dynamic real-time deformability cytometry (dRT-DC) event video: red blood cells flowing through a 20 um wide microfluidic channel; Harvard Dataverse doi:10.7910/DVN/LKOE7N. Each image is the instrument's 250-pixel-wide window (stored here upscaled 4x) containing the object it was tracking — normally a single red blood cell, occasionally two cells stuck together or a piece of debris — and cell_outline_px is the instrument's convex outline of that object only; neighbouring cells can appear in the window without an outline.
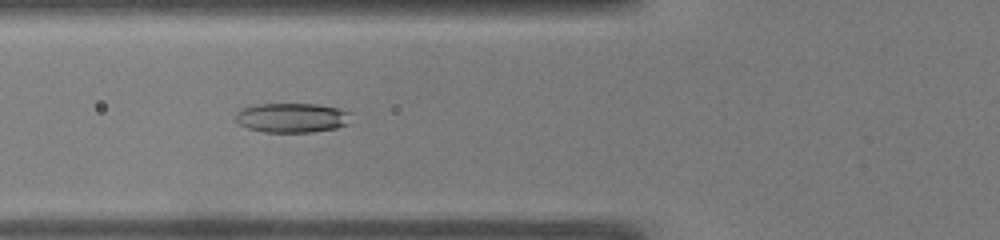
{"species": "common noctule bat (a hibernating species)", "species_latin": "Nyctalus noctula", "temperature_condition": "warm", "stored_images_in_passage": 37, "camera_frame_rate_fps": 3000, "um_per_image_px": 0.085, "animal": {"sex": "male", "body_mass_g": 19.0, "forearm_length_mm": 50.8}, "frame": {"image": 1, "passage_image": 6, "time_ms": 1.667, "image_size_px": [1000, 240], "cell_outline_px": [[352, 124], [336, 128], [312, 132], [264, 132], [248, 128], [240, 124], [236, 120], [236, 112], [240, 108], [256, 104], [316, 104], [340, 108], [352, 112]], "centroid_in_image_um": [24.89, 10.0], "position_along_channel_um": 100.9, "area_um2": 20.29}}
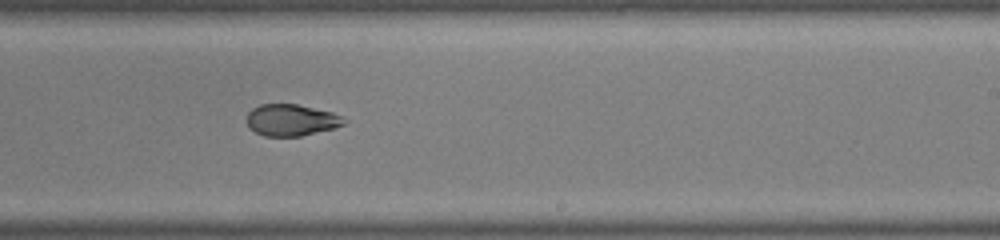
{"frame": {"image": 2, "passage_image": 18, "time_ms": 5.667, "image_size_px": [1000, 240], "cell_outline_px": [[348, 120], [344, 124], [332, 128], [300, 136], [264, 136], [256, 132], [248, 124], [248, 112], [252, 108], [260, 104], [296, 104], [332, 112]], "centroid_in_image_um": [24.76, 10.19], "position_along_channel_um": 264.2, "area_um2": 17.63}}
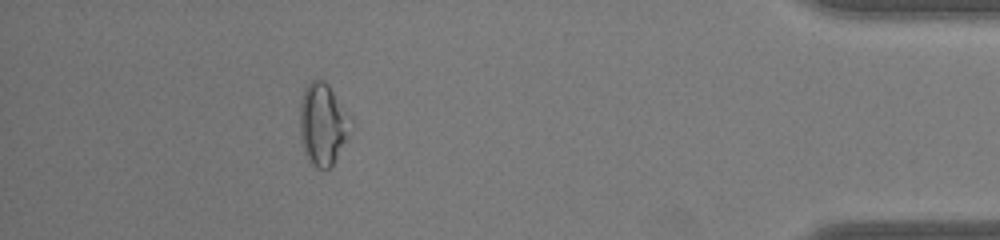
{"frame": {"image": 3, "passage_image": 32, "time_ms": 10.333, "image_size_px": [1000, 240], "cell_outline_px": [[344, 140], [332, 164], [328, 168], [316, 168], [312, 164], [300, 140], [300, 104], [304, 88], [312, 80], [324, 80], [328, 84], [332, 92], [340, 116], [344, 132]], "centroid_in_image_um": [27.23, 10.57], "position_along_channel_um": 408.0, "area_um2": 21.44}, "authors_computed_cell_mechanics": {"area_um2": 19.363, "velocity_mm_per_s": 4.0928, "shape_relaxation_time_tau1_ms": null, "shape_relaxation_time_tau2_ms": 1.719, "deformation_change_tau1": null, "deformation_change_tau2": 0.0563}}